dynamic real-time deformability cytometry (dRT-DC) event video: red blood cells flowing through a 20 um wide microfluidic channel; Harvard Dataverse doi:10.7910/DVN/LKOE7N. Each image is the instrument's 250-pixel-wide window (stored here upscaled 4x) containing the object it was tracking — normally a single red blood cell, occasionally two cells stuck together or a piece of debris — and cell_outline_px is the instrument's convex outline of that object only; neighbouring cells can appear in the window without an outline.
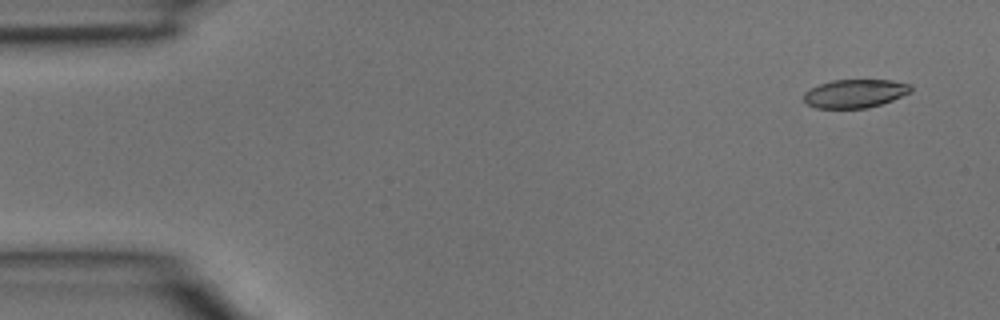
{"species": "common noctule bat (a hibernating species)", "species_latin": "Nyctalus noctula", "temperature_condition": "room temperature", "stored_images_in_passage": 4, "camera_frame_rate_fps": 3000, "um_per_image_px": 0.085, "animal": {"sex": "male", "body_mass_g": 15.6}, "frame": {"image": 1, "passage_image": 1, "time_ms": 0.0, "image_size_px": [1000, 320], "cell_outline_px": [[912, 92], [892, 100], [868, 108], [816, 108], [808, 104], [804, 100], [804, 92], [820, 84], [832, 80], [892, 80], [908, 84], [912, 88]], "centroid_in_image_um": [72.68, 7.95], "position_along_channel_um": 12.3, "area_um2": 17.63}}
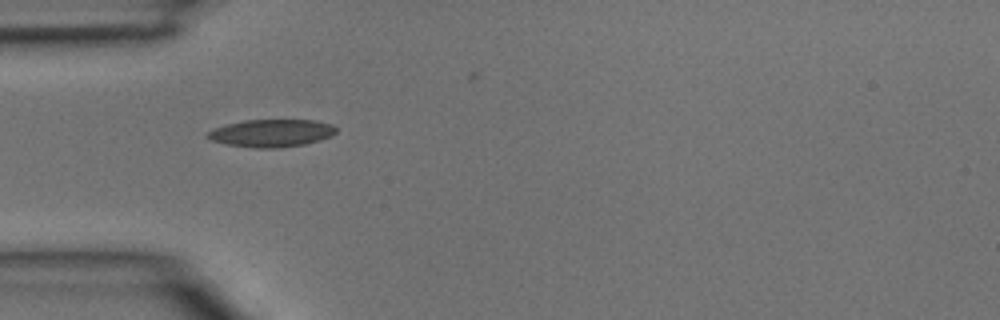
{"frame": {"image": 2, "passage_image": 4, "time_ms": 1.0, "image_size_px": [1000, 320], "cell_outline_px": [[336, 132], [332, 136], [320, 140], [304, 144], [280, 148], [256, 148], [228, 144], [212, 140], [204, 136], [212, 128], [224, 124], [244, 120], [316, 120], [332, 124], [336, 128]], "centroid_in_image_um": [23.07, 11.31], "position_along_channel_um": 61.9, "area_um2": 20.81}}